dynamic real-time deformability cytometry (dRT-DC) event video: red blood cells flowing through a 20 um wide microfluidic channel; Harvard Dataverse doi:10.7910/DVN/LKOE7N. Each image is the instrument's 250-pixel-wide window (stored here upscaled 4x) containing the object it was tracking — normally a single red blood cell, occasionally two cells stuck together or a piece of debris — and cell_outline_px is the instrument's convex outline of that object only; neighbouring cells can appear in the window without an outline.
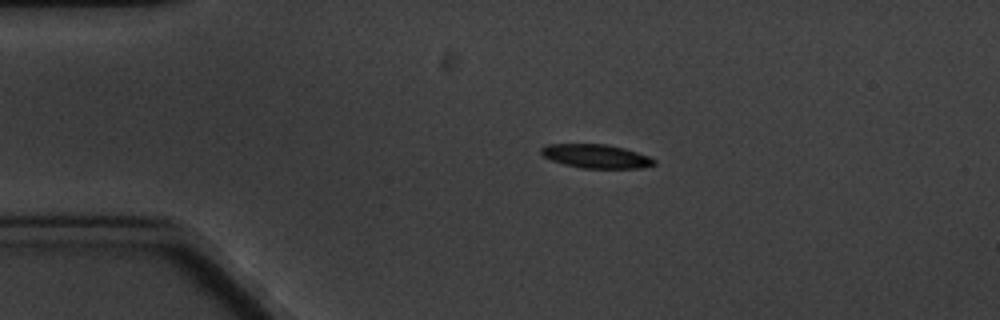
{"species": "common noctule bat (a hibernating species)", "species_latin": "Nyctalus noctula", "temperature_condition": "cold", "stored_images_in_passage": 7, "camera_frame_rate_fps": 3000, "um_per_image_px": 0.085, "animal": {"sex": "male", "body_mass_g": 20.1, "forearm_length_mm": 53.5}, "frame": {"image": 1, "passage_image": 3, "time_ms": 2.333, "image_size_px": [1000, 320], "cell_outline_px": [[656, 164], [640, 168], [580, 168], [564, 164], [552, 160], [544, 156], [540, 152], [540, 148], [548, 144], [604, 144], [624, 148], [648, 156], [656, 160]], "centroid_in_image_um": [50.66, 13.28], "position_along_channel_um": 34.3, "area_um2": 15.55}}
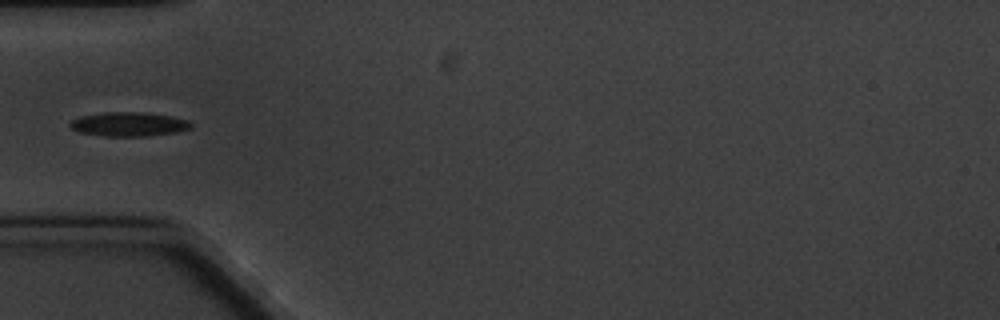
{"frame": {"image": 2, "passage_image": 5, "time_ms": 4.667, "image_size_px": [1000, 320], "cell_outline_px": [[192, 128], [176, 132], [148, 136], [104, 136], [80, 132], [72, 128], [68, 124], [72, 120], [80, 116], [104, 112], [144, 112], [172, 116], [188, 120], [192, 124]], "centroid_in_image_um": [10.96, 10.55], "position_along_channel_um": 74.0, "area_um2": 17.05}}